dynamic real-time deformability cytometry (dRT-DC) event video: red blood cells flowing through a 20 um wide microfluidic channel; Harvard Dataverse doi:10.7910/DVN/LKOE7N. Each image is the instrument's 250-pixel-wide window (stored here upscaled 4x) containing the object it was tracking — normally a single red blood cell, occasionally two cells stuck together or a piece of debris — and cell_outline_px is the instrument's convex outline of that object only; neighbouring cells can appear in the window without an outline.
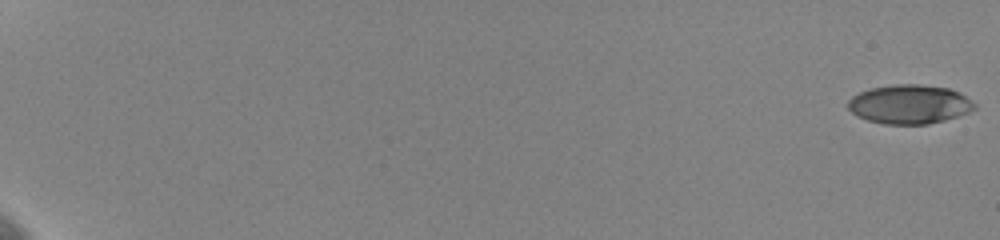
{"species": "human", "species_latin": "Homo sapiens", "temperature_condition": "cold", "stored_images_in_passage": 60, "camera_frame_rate_fps": 3000, "um_per_image_px": 0.085, "donor": {"sex": "female"}, "frame": {"image": 1, "passage_image": 1, "time_ms": 0.0, "image_size_px": [1000, 240], "cell_outline_px": [[976, 108], [968, 112], [944, 120], [928, 124], [884, 124], [868, 120], [856, 116], [848, 108], [848, 100], [852, 96], [860, 92], [872, 88], [896, 84], [920, 84], [948, 88], [960, 92], [976, 104]], "centroid_in_image_um": [77.3, 8.86], "position_along_channel_um": 7.7, "area_um2": 28.73}}
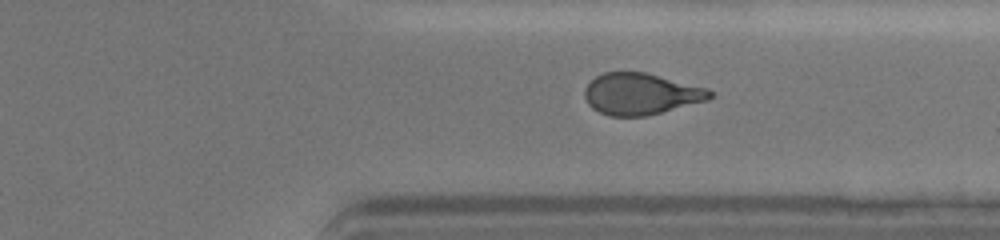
{"frame": {"image": 2, "passage_image": 49, "time_ms": 16.0, "image_size_px": [1000, 240], "cell_outline_px": [[716, 92], [708, 100], [644, 116], [608, 116], [592, 108], [588, 104], [584, 96], [584, 88], [596, 76], [604, 72], [648, 72], [708, 88]], "centroid_in_image_um": [54.48, 7.97], "position_along_channel_um": 356.9, "area_um2": 30.4}}
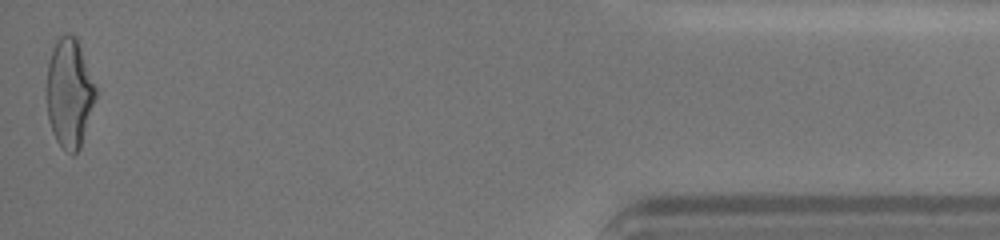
{"frame": {"image": 3, "passage_image": 60, "time_ms": 19.667, "image_size_px": [1000, 240], "cell_outline_px": [[96, 96], [80, 148], [72, 156], [56, 140], [52, 132], [48, 120], [48, 64], [52, 48], [56, 40], [60, 36], [68, 32], [76, 36], [96, 88]], "centroid_in_image_um": [5.9, 7.89], "position_along_channel_um": 429.3, "area_um2": 30.69}, "authors_computed_cell_mechanics": {"area_um2": 30.2583, "velocity_mm_per_s": 3.6123, "shape_relaxation_time_tau1_ms": 3.9629, "shape_relaxation_time_tau2_ms": 2.211, "deformation_change_tau1": 0.17, "deformation_change_tau2": 0.0953}}